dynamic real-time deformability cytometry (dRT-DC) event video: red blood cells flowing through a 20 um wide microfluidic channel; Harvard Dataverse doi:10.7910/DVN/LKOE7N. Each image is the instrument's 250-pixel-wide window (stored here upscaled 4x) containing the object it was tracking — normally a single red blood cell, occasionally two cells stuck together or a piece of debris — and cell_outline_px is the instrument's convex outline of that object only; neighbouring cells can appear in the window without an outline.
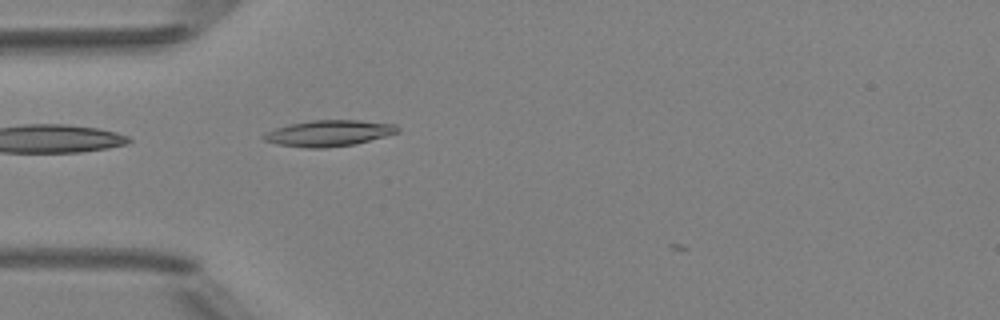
{"species": "Egyptian fruit bat (a non-hibernating species)", "species_latin": "Rousettus aegyptiacus", "temperature_condition": "room temperature", "stored_images_in_passage": 4, "camera_frame_rate_fps": 3000, "um_per_image_px": 0.085, "animal": {"sex": "female"}, "frame": {"image": 1, "passage_image": 4, "time_ms": 4.333, "image_size_px": [1000, 320], "cell_outline_px": [[400, 132], [356, 144], [324, 148], [304, 148], [276, 144], [264, 140], [260, 136], [276, 128], [288, 124], [312, 120], [360, 120], [396, 124], [400, 128]], "centroid_in_image_um": [27.97, 11.32], "position_along_channel_um": 57.0, "area_um2": 20.52}}